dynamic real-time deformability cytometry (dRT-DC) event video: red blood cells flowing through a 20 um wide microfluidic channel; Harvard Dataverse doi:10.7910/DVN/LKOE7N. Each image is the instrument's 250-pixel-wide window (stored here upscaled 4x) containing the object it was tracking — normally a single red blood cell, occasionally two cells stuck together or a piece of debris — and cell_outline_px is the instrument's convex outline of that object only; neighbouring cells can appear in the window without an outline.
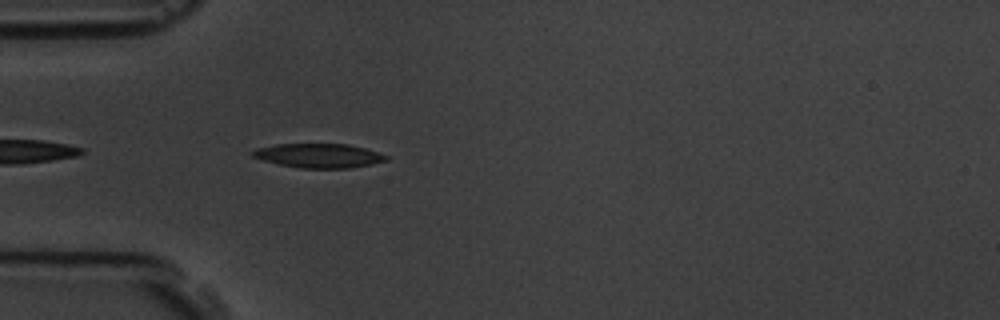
{"species": "common noctule bat (a hibernating species)", "species_latin": "Nyctalus noctula", "temperature_condition": "room temperature", "stored_images_in_passage": 5, "camera_frame_rate_fps": 3000, "um_per_image_px": 0.085, "animal": {"sex": "male", "body_mass_g": 19.5, "forearm_length_mm": 54.6}, "frame": {"image": 1, "passage_image": 5, "time_ms": 4.667, "image_size_px": [1000, 320], "cell_outline_px": [[388, 160], [372, 164], [348, 168], [300, 168], [280, 164], [264, 160], [252, 156], [248, 152], [256, 148], [276, 144], [348, 144], [364, 148], [388, 156]], "centroid_in_image_um": [27.07, 13.22], "position_along_channel_um": 57.9, "area_um2": 18.73}}